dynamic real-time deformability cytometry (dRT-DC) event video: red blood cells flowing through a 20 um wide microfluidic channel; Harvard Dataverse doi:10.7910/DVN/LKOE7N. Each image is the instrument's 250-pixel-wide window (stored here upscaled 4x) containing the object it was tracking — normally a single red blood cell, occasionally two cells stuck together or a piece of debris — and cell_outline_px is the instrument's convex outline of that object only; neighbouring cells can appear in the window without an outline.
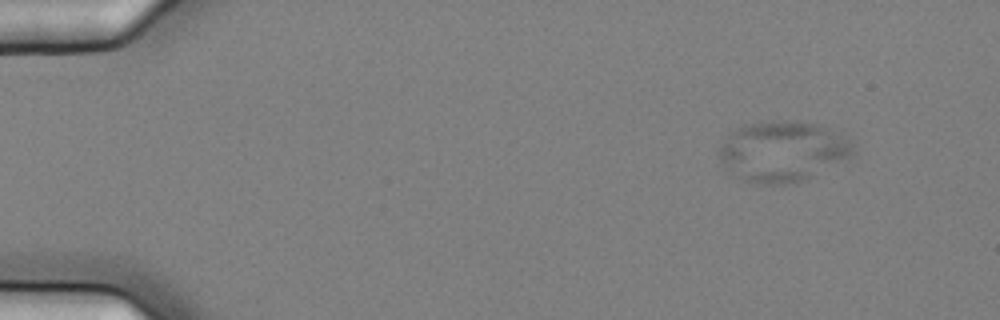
{"species": "common noctule bat (a hibernating species)", "species_latin": "Nyctalus noctula", "temperature_condition": "cold", "stored_images_in_passage": 8, "camera_frame_rate_fps": 3000, "um_per_image_px": 0.085, "animal": {"sex": "female", "body_mass_g": 25.1}, "frame": {"image": 1, "passage_image": 1, "time_ms": 0.0, "image_size_px": [1000, 320], "cell_outline_px": [[856, 148], [852, 156], [800, 180], [780, 184], [764, 184], [744, 180], [736, 176], [724, 164], [720, 156], [720, 144], [736, 128], [744, 124], [760, 120], [816, 124], [828, 128], [848, 140]], "centroid_in_image_um": [66.49, 12.84], "position_along_channel_um": 18.5, "area_um2": 45.95}}
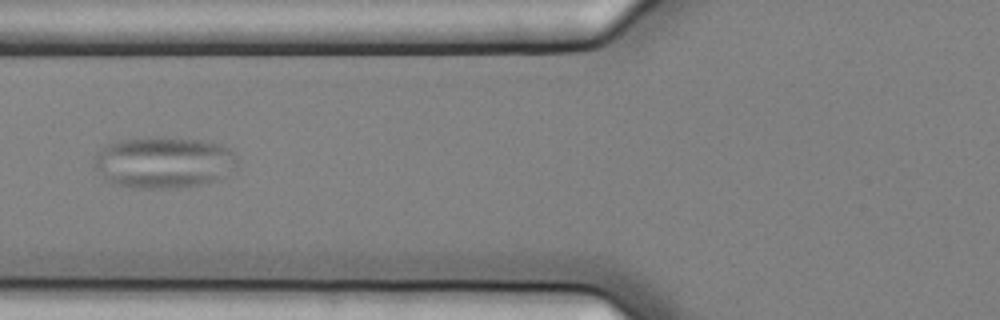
{"frame": {"image": 2, "passage_image": 6, "time_ms": 1.667, "image_size_px": [1000, 320], "cell_outline_px": [[240, 156], [236, 164], [220, 180], [208, 184], [176, 188], [136, 188], [116, 184], [108, 180], [92, 168], [92, 156], [100, 148], [108, 144], [120, 140], [148, 136], [156, 136], [200, 140], [220, 144], [232, 148]], "centroid_in_image_um": [13.92, 13.79], "position_along_channel_um": 111.9, "area_um2": 43.99}}